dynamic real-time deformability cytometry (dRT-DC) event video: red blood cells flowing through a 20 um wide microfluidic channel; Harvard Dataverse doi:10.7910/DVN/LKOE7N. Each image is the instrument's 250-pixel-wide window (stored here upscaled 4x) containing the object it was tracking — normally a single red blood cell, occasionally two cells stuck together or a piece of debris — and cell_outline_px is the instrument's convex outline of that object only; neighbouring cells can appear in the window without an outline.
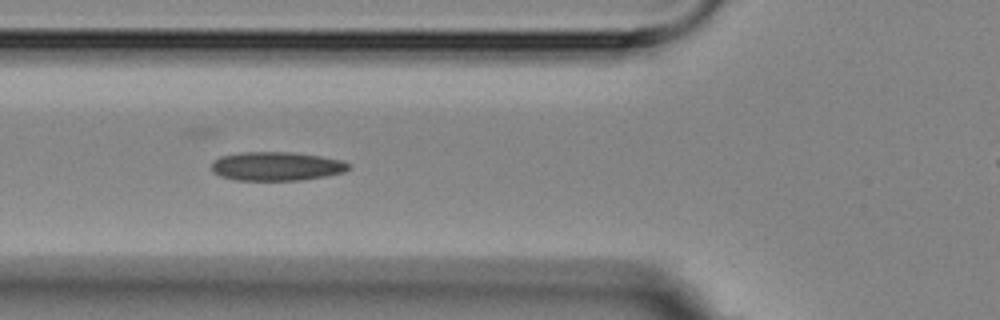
{"species": "Egyptian fruit bat (a non-hibernating species)", "species_latin": "Rousettus aegyptiacus", "temperature_condition": "room temperature", "stored_images_in_passage": 8, "camera_frame_rate_fps": 3000, "um_per_image_px": 0.085, "animal": {"sex": "female"}, "frame": {"image": 1, "passage_image": 6, "time_ms": 5.667, "image_size_px": [1000, 320], "cell_outline_px": [[348, 168], [344, 172], [324, 176], [300, 180], [236, 180], [220, 176], [212, 172], [212, 164], [220, 156], [244, 152], [292, 152], [320, 156], [340, 160], [348, 164]], "centroid_in_image_um": [23.46, 14.13], "position_along_channel_um": 102.3, "area_um2": 22.77}}
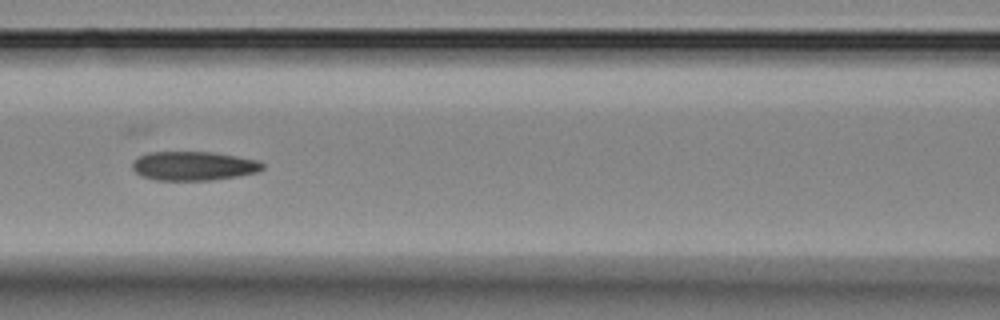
{"frame": {"image": 2, "passage_image": 7, "time_ms": 7.0, "image_size_px": [1000, 320], "cell_outline_px": [[264, 168], [256, 172], [236, 176], [212, 180], [156, 180], [140, 176], [132, 168], [132, 164], [140, 156], [148, 152], [212, 152], [236, 156], [256, 160], [264, 164]], "centroid_in_image_um": [16.44, 14.1], "position_along_channel_um": 150.2, "area_um2": 21.85}}
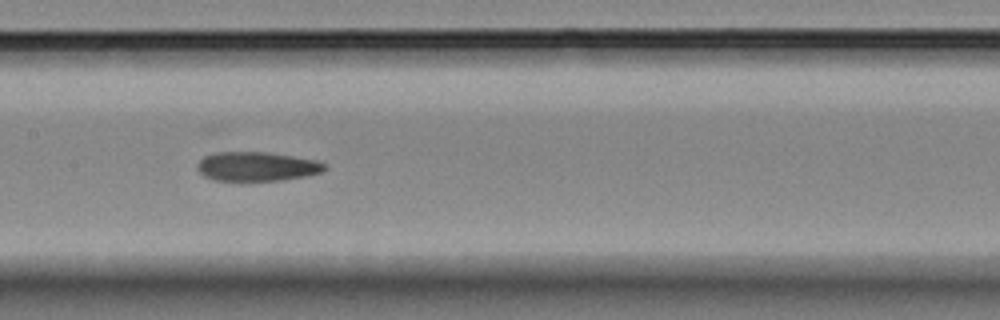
{"frame": {"image": 3, "passage_image": 8, "time_ms": 8.0, "image_size_px": [1000, 320], "cell_outline_px": [[328, 168], [324, 172], [308, 176], [280, 180], [216, 180], [204, 176], [196, 168], [196, 164], [204, 156], [216, 152], [268, 152], [316, 160], [324, 164]], "centroid_in_image_um": [21.85, 14.14], "position_along_channel_um": 185.5, "area_um2": 21.68}}